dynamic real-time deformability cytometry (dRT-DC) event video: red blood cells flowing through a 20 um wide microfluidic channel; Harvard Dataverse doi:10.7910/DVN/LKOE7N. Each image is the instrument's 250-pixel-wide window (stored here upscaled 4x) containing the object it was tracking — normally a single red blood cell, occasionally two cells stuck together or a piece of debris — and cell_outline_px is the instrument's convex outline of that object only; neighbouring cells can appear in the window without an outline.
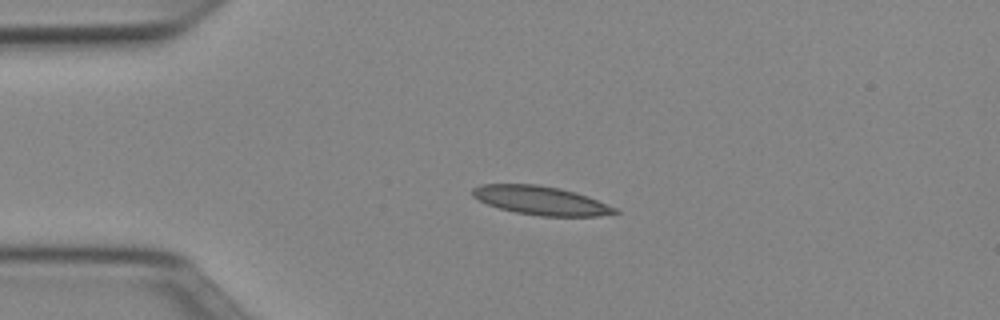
{"species": "Egyptian fruit bat (a non-hibernating species)", "species_latin": "Rousettus aegyptiacus", "temperature_condition": "cold", "stored_images_in_passage": 40, "camera_frame_rate_fps": 3000, "um_per_image_px": 0.085, "animal": {"sex": "female"}, "frame": {"image": 1, "passage_image": 1, "time_ms": 0.0, "image_size_px": [1000, 320], "cell_outline_px": [[620, 212], [596, 216], [540, 216], [516, 212], [500, 208], [488, 204], [472, 196], [472, 188], [480, 184], [536, 184], [560, 188], [576, 192], [588, 196], [616, 208]], "centroid_in_image_um": [45.96, 17.03], "position_along_channel_um": 39.0, "area_um2": 23.7}}
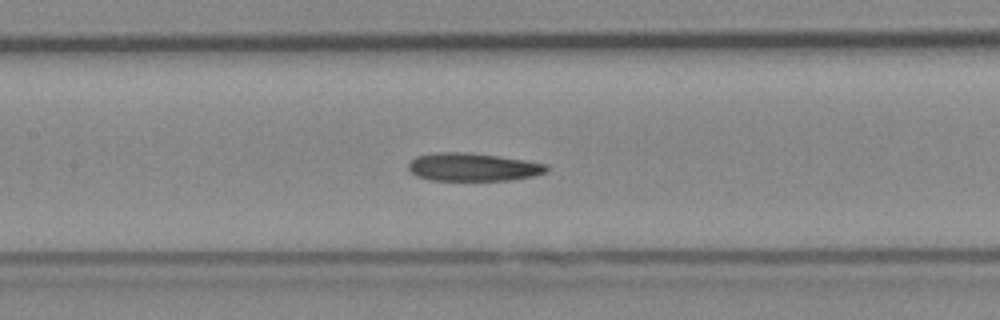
{"frame": {"image": 2, "passage_image": 13, "time_ms": 4.0, "image_size_px": [1000, 320], "cell_outline_px": [[548, 172], [532, 176], [512, 180], [432, 180], [416, 176], [408, 168], [408, 164], [416, 156], [432, 152], [464, 152], [528, 160], [548, 164]], "centroid_in_image_um": [40.22, 14.19], "position_along_channel_um": 167.2, "area_um2": 22.66}}
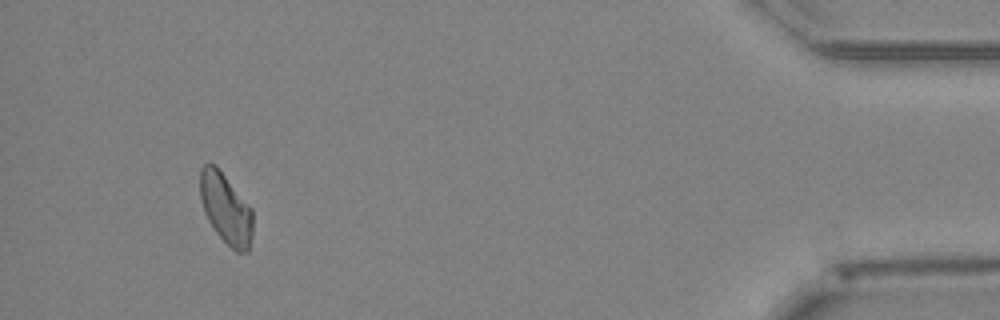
{"frame": {"image": 3, "passage_image": 37, "time_ms": 12.0, "image_size_px": [1000, 320], "cell_outline_px": [[252, 236], [248, 252], [236, 252], [216, 232], [208, 220], [204, 212], [200, 200], [200, 168], [204, 164], [216, 164], [252, 208]], "centroid_in_image_um": [19.19, 17.71], "position_along_channel_um": 416.0, "area_um2": 21.73}, "authors_computed_cell_mechanics": {"area_um2": 22.6287, "velocity_mm_per_s": 3.9552, "shape_relaxation_time_tau1_ms": 11.1086, "shape_relaxation_time_tau2_ms": 6.2927, "deformation_change_tau1": 0.221, "deformation_change_tau2": 0.1251}}